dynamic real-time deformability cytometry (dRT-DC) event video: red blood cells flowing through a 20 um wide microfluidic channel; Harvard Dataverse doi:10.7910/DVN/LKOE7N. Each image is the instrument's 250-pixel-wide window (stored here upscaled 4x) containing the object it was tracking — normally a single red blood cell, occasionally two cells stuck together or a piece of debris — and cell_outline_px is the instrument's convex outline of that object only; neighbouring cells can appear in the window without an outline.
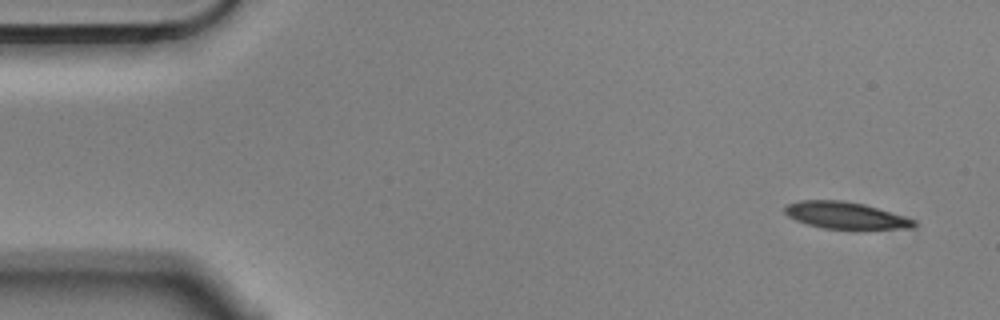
{"species": "Egyptian fruit bat (a non-hibernating species)", "species_latin": "Rousettus aegyptiacus", "temperature_condition": "cold", "stored_images_in_passage": 5, "camera_frame_rate_fps": 3000, "um_per_image_px": 0.085, "animal": {"sex": "male"}, "frame": {"image": 1, "passage_image": 1, "time_ms": 0.0, "image_size_px": [1000, 320], "cell_outline_px": [[916, 224], [912, 228], [856, 232], [824, 228], [808, 224], [796, 220], [788, 216], [784, 212], [784, 208], [788, 204], [800, 200], [840, 200], [860, 204], [876, 208], [912, 220]], "centroid_in_image_um": [71.85, 18.37], "position_along_channel_um": 13.1, "area_um2": 20.58}}
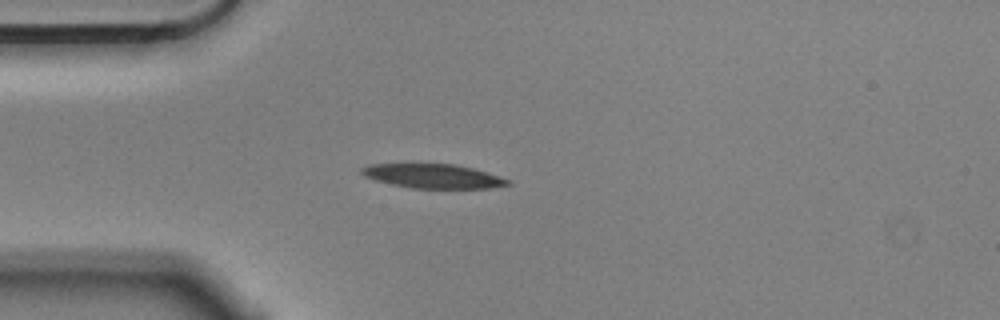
{"frame": {"image": 2, "passage_image": 4, "time_ms": 1.0, "image_size_px": [1000, 320], "cell_outline_px": [[512, 184], [488, 188], [412, 188], [392, 184], [376, 180], [364, 176], [360, 172], [360, 168], [368, 164], [456, 164], [472, 168], [508, 180]], "centroid_in_image_um": [36.74, 14.96], "position_along_channel_um": 48.3, "area_um2": 20.29}}